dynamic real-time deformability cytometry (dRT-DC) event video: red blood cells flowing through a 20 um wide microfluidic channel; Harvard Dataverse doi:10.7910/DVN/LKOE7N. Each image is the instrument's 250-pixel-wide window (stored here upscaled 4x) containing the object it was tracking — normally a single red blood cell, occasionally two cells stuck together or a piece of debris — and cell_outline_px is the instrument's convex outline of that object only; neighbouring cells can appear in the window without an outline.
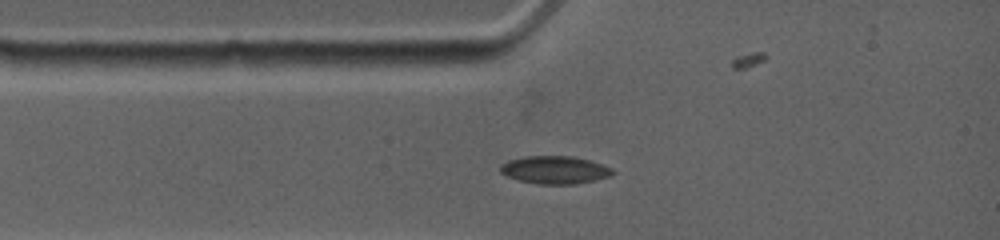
{"species": "common noctule bat (a hibernating species)", "species_latin": "Nyctalus noctula", "temperature_condition": "warm", "stored_images_in_passage": 43, "camera_frame_rate_fps": 4500, "um_per_image_px": 0.085, "animal": {"sex": "female", "body_mass_g": 19.0, "forearm_length_mm": 53.3}, "frame": {"image": 1, "passage_image": 3, "time_ms": 1.111, "image_size_px": [1000, 240], "cell_outline_px": [[616, 172], [608, 176], [576, 184], [536, 184], [520, 180], [508, 176], [500, 172], [500, 164], [508, 160], [524, 156], [572, 156], [588, 160], [612, 168]], "centroid_in_image_um": [47.12, 14.43], "position_along_channel_um": 37.9, "area_um2": 18.03}}
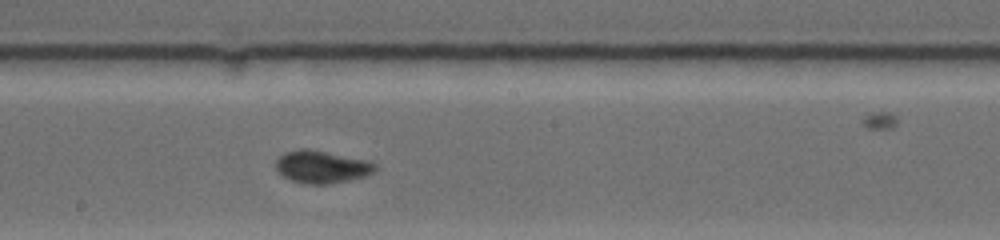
{"frame": {"image": 2, "passage_image": 18, "time_ms": 6.0, "image_size_px": [1000, 240], "cell_outline_px": [[376, 172], [364, 176], [348, 180], [328, 184], [304, 184], [280, 176], [276, 168], [276, 160], [280, 156], [288, 152], [300, 148], [308, 148], [368, 160], [376, 164]], "centroid_in_image_um": [27.34, 14.18], "position_along_channel_um": 220.9, "area_um2": 18.9}}
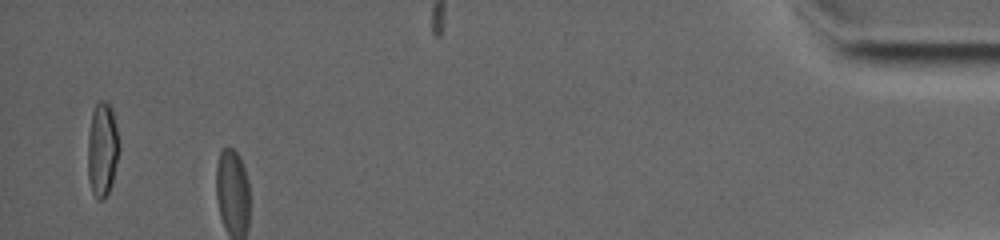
{"frame": {"image": 3, "passage_image": 39, "time_ms": 13.778, "image_size_px": [1000, 240], "cell_outline_px": [[120, 148], [112, 184], [104, 200], [96, 200], [92, 192], [88, 180], [88, 132], [92, 112], [96, 104], [100, 100], [104, 100], [112, 108], [120, 144]], "centroid_in_image_um": [8.7, 12.73], "position_along_channel_um": 426.5, "area_um2": 17.51}, "authors_computed_cell_mechanics": {"area_um2": 17.918, "velocity_mm_per_s": 3.755, "shape_relaxation_time_tau1_ms": 3.6206, "shape_relaxation_time_tau2_ms": 1.6252, "deformation_change_tau1": 0.1306, "deformation_change_tau2": 0.0445}}